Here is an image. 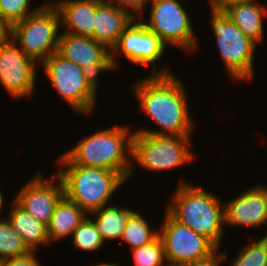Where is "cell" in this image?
I'll list each match as a JSON object with an SVG mask.
<instances>
[{
	"label": "cell",
	"instance_id": "obj_16",
	"mask_svg": "<svg viewBox=\"0 0 267 266\" xmlns=\"http://www.w3.org/2000/svg\"><path fill=\"white\" fill-rule=\"evenodd\" d=\"M92 39L103 43L109 50L117 44L120 35L134 20L125 10L119 9L109 0H101L95 8Z\"/></svg>",
	"mask_w": 267,
	"mask_h": 266
},
{
	"label": "cell",
	"instance_id": "obj_20",
	"mask_svg": "<svg viewBox=\"0 0 267 266\" xmlns=\"http://www.w3.org/2000/svg\"><path fill=\"white\" fill-rule=\"evenodd\" d=\"M10 206L8 221L12 228L22 237L24 243L31 251H36L37 246L49 245L47 227L36 220L32 215L21 208L14 200Z\"/></svg>",
	"mask_w": 267,
	"mask_h": 266
},
{
	"label": "cell",
	"instance_id": "obj_17",
	"mask_svg": "<svg viewBox=\"0 0 267 266\" xmlns=\"http://www.w3.org/2000/svg\"><path fill=\"white\" fill-rule=\"evenodd\" d=\"M101 0H55L62 32L76 36L92 37L94 32L95 8ZM66 26V27H65Z\"/></svg>",
	"mask_w": 267,
	"mask_h": 266
},
{
	"label": "cell",
	"instance_id": "obj_12",
	"mask_svg": "<svg viewBox=\"0 0 267 266\" xmlns=\"http://www.w3.org/2000/svg\"><path fill=\"white\" fill-rule=\"evenodd\" d=\"M38 65L12 38L0 45V84L12 98L33 95Z\"/></svg>",
	"mask_w": 267,
	"mask_h": 266
},
{
	"label": "cell",
	"instance_id": "obj_11",
	"mask_svg": "<svg viewBox=\"0 0 267 266\" xmlns=\"http://www.w3.org/2000/svg\"><path fill=\"white\" fill-rule=\"evenodd\" d=\"M165 52H167V47L162 40L136 18L123 31L117 44L112 48L111 64L116 70L120 65L116 57L121 55L133 65L145 67L149 64L155 65V62L157 64Z\"/></svg>",
	"mask_w": 267,
	"mask_h": 266
},
{
	"label": "cell",
	"instance_id": "obj_1",
	"mask_svg": "<svg viewBox=\"0 0 267 266\" xmlns=\"http://www.w3.org/2000/svg\"><path fill=\"white\" fill-rule=\"evenodd\" d=\"M151 68L153 74L137 80L131 89L137 96L140 111L156 122L160 131L141 127L134 132L158 136L192 135L195 122L188 109V94L184 84L167 65L159 71L154 65Z\"/></svg>",
	"mask_w": 267,
	"mask_h": 266
},
{
	"label": "cell",
	"instance_id": "obj_19",
	"mask_svg": "<svg viewBox=\"0 0 267 266\" xmlns=\"http://www.w3.org/2000/svg\"><path fill=\"white\" fill-rule=\"evenodd\" d=\"M87 215L79 205L64 195L46 226L49 244L71 237Z\"/></svg>",
	"mask_w": 267,
	"mask_h": 266
},
{
	"label": "cell",
	"instance_id": "obj_27",
	"mask_svg": "<svg viewBox=\"0 0 267 266\" xmlns=\"http://www.w3.org/2000/svg\"><path fill=\"white\" fill-rule=\"evenodd\" d=\"M30 9L31 0H0V17L6 20L11 26L27 16L40 10L45 4Z\"/></svg>",
	"mask_w": 267,
	"mask_h": 266
},
{
	"label": "cell",
	"instance_id": "obj_14",
	"mask_svg": "<svg viewBox=\"0 0 267 266\" xmlns=\"http://www.w3.org/2000/svg\"><path fill=\"white\" fill-rule=\"evenodd\" d=\"M57 53L78 64L97 80L101 72L115 70L111 64V50L90 37L61 32Z\"/></svg>",
	"mask_w": 267,
	"mask_h": 266
},
{
	"label": "cell",
	"instance_id": "obj_35",
	"mask_svg": "<svg viewBox=\"0 0 267 266\" xmlns=\"http://www.w3.org/2000/svg\"><path fill=\"white\" fill-rule=\"evenodd\" d=\"M164 266H181V265H176V264H168V263H166Z\"/></svg>",
	"mask_w": 267,
	"mask_h": 266
},
{
	"label": "cell",
	"instance_id": "obj_10",
	"mask_svg": "<svg viewBox=\"0 0 267 266\" xmlns=\"http://www.w3.org/2000/svg\"><path fill=\"white\" fill-rule=\"evenodd\" d=\"M159 225V237L163 243L168 264L185 265L206 258L218 247L206 236L195 233L188 226L176 221L167 211Z\"/></svg>",
	"mask_w": 267,
	"mask_h": 266
},
{
	"label": "cell",
	"instance_id": "obj_7",
	"mask_svg": "<svg viewBox=\"0 0 267 266\" xmlns=\"http://www.w3.org/2000/svg\"><path fill=\"white\" fill-rule=\"evenodd\" d=\"M61 19L53 2L12 25L11 38L20 50L39 65L57 52ZM60 32H59V31Z\"/></svg>",
	"mask_w": 267,
	"mask_h": 266
},
{
	"label": "cell",
	"instance_id": "obj_23",
	"mask_svg": "<svg viewBox=\"0 0 267 266\" xmlns=\"http://www.w3.org/2000/svg\"><path fill=\"white\" fill-rule=\"evenodd\" d=\"M30 251L8 219L0 218V261L22 256Z\"/></svg>",
	"mask_w": 267,
	"mask_h": 266
},
{
	"label": "cell",
	"instance_id": "obj_32",
	"mask_svg": "<svg viewBox=\"0 0 267 266\" xmlns=\"http://www.w3.org/2000/svg\"><path fill=\"white\" fill-rule=\"evenodd\" d=\"M214 5H230V4H242V3H258L257 0H211Z\"/></svg>",
	"mask_w": 267,
	"mask_h": 266
},
{
	"label": "cell",
	"instance_id": "obj_5",
	"mask_svg": "<svg viewBox=\"0 0 267 266\" xmlns=\"http://www.w3.org/2000/svg\"><path fill=\"white\" fill-rule=\"evenodd\" d=\"M59 97L77 114H93L97 102L98 80L78 64L60 56L50 55L40 65Z\"/></svg>",
	"mask_w": 267,
	"mask_h": 266
},
{
	"label": "cell",
	"instance_id": "obj_26",
	"mask_svg": "<svg viewBox=\"0 0 267 266\" xmlns=\"http://www.w3.org/2000/svg\"><path fill=\"white\" fill-rule=\"evenodd\" d=\"M130 251L134 266H164L167 263L159 236L151 243Z\"/></svg>",
	"mask_w": 267,
	"mask_h": 266
},
{
	"label": "cell",
	"instance_id": "obj_24",
	"mask_svg": "<svg viewBox=\"0 0 267 266\" xmlns=\"http://www.w3.org/2000/svg\"><path fill=\"white\" fill-rule=\"evenodd\" d=\"M72 238L73 247L75 246V249L85 252H95L100 248L102 249V246L106 244L96 231L95 222L89 215L74 230Z\"/></svg>",
	"mask_w": 267,
	"mask_h": 266
},
{
	"label": "cell",
	"instance_id": "obj_29",
	"mask_svg": "<svg viewBox=\"0 0 267 266\" xmlns=\"http://www.w3.org/2000/svg\"><path fill=\"white\" fill-rule=\"evenodd\" d=\"M36 252L30 251L25 255L0 261V266H41V263L36 257Z\"/></svg>",
	"mask_w": 267,
	"mask_h": 266
},
{
	"label": "cell",
	"instance_id": "obj_3",
	"mask_svg": "<svg viewBox=\"0 0 267 266\" xmlns=\"http://www.w3.org/2000/svg\"><path fill=\"white\" fill-rule=\"evenodd\" d=\"M56 162L61 167L54 173L62 181L64 195L88 215L113 204L112 195L127 182L112 170L75 165L63 153Z\"/></svg>",
	"mask_w": 267,
	"mask_h": 266
},
{
	"label": "cell",
	"instance_id": "obj_28",
	"mask_svg": "<svg viewBox=\"0 0 267 266\" xmlns=\"http://www.w3.org/2000/svg\"><path fill=\"white\" fill-rule=\"evenodd\" d=\"M119 9L127 11L134 19L142 18L146 5L152 0H109ZM141 16V17H140Z\"/></svg>",
	"mask_w": 267,
	"mask_h": 266
},
{
	"label": "cell",
	"instance_id": "obj_6",
	"mask_svg": "<svg viewBox=\"0 0 267 266\" xmlns=\"http://www.w3.org/2000/svg\"><path fill=\"white\" fill-rule=\"evenodd\" d=\"M210 24L224 68L232 80L248 81L254 76V58L258 46L232 22L223 9L209 1Z\"/></svg>",
	"mask_w": 267,
	"mask_h": 266
},
{
	"label": "cell",
	"instance_id": "obj_4",
	"mask_svg": "<svg viewBox=\"0 0 267 266\" xmlns=\"http://www.w3.org/2000/svg\"><path fill=\"white\" fill-rule=\"evenodd\" d=\"M129 128L127 125H119L100 129L81 139L64 154L75 165L112 170L127 181L135 167L130 161L133 132Z\"/></svg>",
	"mask_w": 267,
	"mask_h": 266
},
{
	"label": "cell",
	"instance_id": "obj_9",
	"mask_svg": "<svg viewBox=\"0 0 267 266\" xmlns=\"http://www.w3.org/2000/svg\"><path fill=\"white\" fill-rule=\"evenodd\" d=\"M150 6L149 21H141L166 46H176L186 53L197 48L192 20L180 1L152 0Z\"/></svg>",
	"mask_w": 267,
	"mask_h": 266
},
{
	"label": "cell",
	"instance_id": "obj_33",
	"mask_svg": "<svg viewBox=\"0 0 267 266\" xmlns=\"http://www.w3.org/2000/svg\"><path fill=\"white\" fill-rule=\"evenodd\" d=\"M91 266H119L118 262H104V263H98L97 265H91Z\"/></svg>",
	"mask_w": 267,
	"mask_h": 266
},
{
	"label": "cell",
	"instance_id": "obj_8",
	"mask_svg": "<svg viewBox=\"0 0 267 266\" xmlns=\"http://www.w3.org/2000/svg\"><path fill=\"white\" fill-rule=\"evenodd\" d=\"M191 136H158L133 132L132 165L135 162L143 170L161 172L190 163L195 157L189 149L193 139Z\"/></svg>",
	"mask_w": 267,
	"mask_h": 266
},
{
	"label": "cell",
	"instance_id": "obj_15",
	"mask_svg": "<svg viewBox=\"0 0 267 266\" xmlns=\"http://www.w3.org/2000/svg\"><path fill=\"white\" fill-rule=\"evenodd\" d=\"M224 204L225 224L253 229L267 227V186L247 188Z\"/></svg>",
	"mask_w": 267,
	"mask_h": 266
},
{
	"label": "cell",
	"instance_id": "obj_21",
	"mask_svg": "<svg viewBox=\"0 0 267 266\" xmlns=\"http://www.w3.org/2000/svg\"><path fill=\"white\" fill-rule=\"evenodd\" d=\"M133 208L121 207L118 204L105 206L89 214L95 222V229L101 235L102 240H120L126 222L135 211Z\"/></svg>",
	"mask_w": 267,
	"mask_h": 266
},
{
	"label": "cell",
	"instance_id": "obj_34",
	"mask_svg": "<svg viewBox=\"0 0 267 266\" xmlns=\"http://www.w3.org/2000/svg\"><path fill=\"white\" fill-rule=\"evenodd\" d=\"M3 193L0 191V213H1V210L4 208L3 205H4V199H3Z\"/></svg>",
	"mask_w": 267,
	"mask_h": 266
},
{
	"label": "cell",
	"instance_id": "obj_13",
	"mask_svg": "<svg viewBox=\"0 0 267 266\" xmlns=\"http://www.w3.org/2000/svg\"><path fill=\"white\" fill-rule=\"evenodd\" d=\"M46 179L42 172L36 173L30 181L20 187L13 200L47 226L57 204L64 196V187L56 174L52 180Z\"/></svg>",
	"mask_w": 267,
	"mask_h": 266
},
{
	"label": "cell",
	"instance_id": "obj_22",
	"mask_svg": "<svg viewBox=\"0 0 267 266\" xmlns=\"http://www.w3.org/2000/svg\"><path fill=\"white\" fill-rule=\"evenodd\" d=\"M159 236V229L152 228L139 211H134L128 218L120 243L129 244L131 249L147 245Z\"/></svg>",
	"mask_w": 267,
	"mask_h": 266
},
{
	"label": "cell",
	"instance_id": "obj_18",
	"mask_svg": "<svg viewBox=\"0 0 267 266\" xmlns=\"http://www.w3.org/2000/svg\"><path fill=\"white\" fill-rule=\"evenodd\" d=\"M223 9L229 16L230 20L234 22L237 27L257 45L262 43L263 32V17H267V8L265 5L259 3H242L230 5H215Z\"/></svg>",
	"mask_w": 267,
	"mask_h": 266
},
{
	"label": "cell",
	"instance_id": "obj_2",
	"mask_svg": "<svg viewBox=\"0 0 267 266\" xmlns=\"http://www.w3.org/2000/svg\"><path fill=\"white\" fill-rule=\"evenodd\" d=\"M166 210L176 221L188 226L195 233L206 236L218 248L223 239L225 217L220 197L201 186L180 179Z\"/></svg>",
	"mask_w": 267,
	"mask_h": 266
},
{
	"label": "cell",
	"instance_id": "obj_30",
	"mask_svg": "<svg viewBox=\"0 0 267 266\" xmlns=\"http://www.w3.org/2000/svg\"><path fill=\"white\" fill-rule=\"evenodd\" d=\"M228 254L226 251H222L219 253V248L210 256L193 261L191 263H187L183 266H221L220 264L225 261L227 258Z\"/></svg>",
	"mask_w": 267,
	"mask_h": 266
},
{
	"label": "cell",
	"instance_id": "obj_31",
	"mask_svg": "<svg viewBox=\"0 0 267 266\" xmlns=\"http://www.w3.org/2000/svg\"><path fill=\"white\" fill-rule=\"evenodd\" d=\"M12 34V26L0 17V45L6 43Z\"/></svg>",
	"mask_w": 267,
	"mask_h": 266
},
{
	"label": "cell",
	"instance_id": "obj_25",
	"mask_svg": "<svg viewBox=\"0 0 267 266\" xmlns=\"http://www.w3.org/2000/svg\"><path fill=\"white\" fill-rule=\"evenodd\" d=\"M231 266H267V234L240 248Z\"/></svg>",
	"mask_w": 267,
	"mask_h": 266
}]
</instances>
